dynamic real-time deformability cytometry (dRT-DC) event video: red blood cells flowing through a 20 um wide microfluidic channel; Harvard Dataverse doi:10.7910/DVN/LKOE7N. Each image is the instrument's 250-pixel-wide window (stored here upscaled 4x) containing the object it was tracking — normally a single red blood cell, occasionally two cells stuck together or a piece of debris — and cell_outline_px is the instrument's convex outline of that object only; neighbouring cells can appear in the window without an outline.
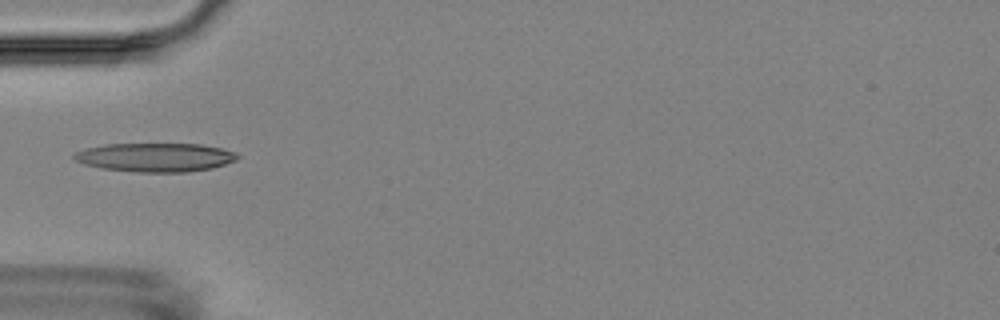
{"species": "Egyptian fruit bat (a non-hibernating species)", "species_latin": "Rousettus aegyptiacus", "temperature_condition": "room temperature", "stored_images_in_passage": 1, "camera_frame_rate_fps": 3000, "um_per_image_px": 0.085, "animal": {"sex": "female"}, "frame": {"image": 1, "passage_image": 1, "time_ms": 0.0, "image_size_px": [1000, 320], "cell_outline_px": [[240, 156], [236, 160], [212, 168], [188, 172], [136, 172], [100, 168], [84, 164], [76, 160], [72, 156], [76, 152], [84, 148], [104, 144], [200, 144], [220, 148], [236, 152]], "centroid_in_image_um": [13.19, 13.37], "position_along_channel_um": 71.8, "area_um2": 27.46}}